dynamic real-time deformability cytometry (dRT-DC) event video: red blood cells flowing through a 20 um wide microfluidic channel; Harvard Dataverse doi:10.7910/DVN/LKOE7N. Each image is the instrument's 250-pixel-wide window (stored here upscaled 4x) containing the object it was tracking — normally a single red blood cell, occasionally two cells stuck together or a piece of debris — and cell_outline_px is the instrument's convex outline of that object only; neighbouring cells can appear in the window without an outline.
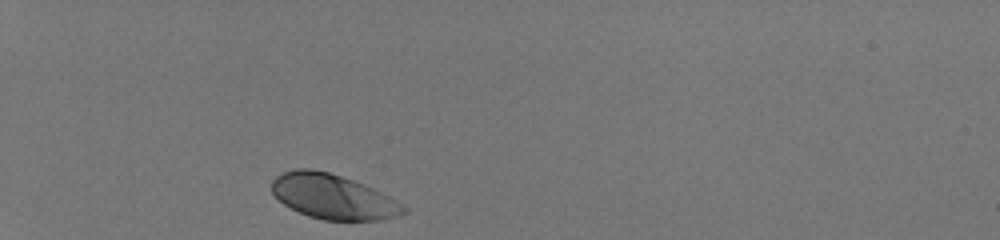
{"species": "human", "species_latin": "Homo sapiens", "temperature_condition": "room temperature", "stored_images_in_passage": 31, "camera_frame_rate_fps": 3000, "um_per_image_px": 0.085, "donor": {"sex": "male"}, "frame": {"image": 1, "passage_image": 1, "time_ms": 0.0, "image_size_px": [1000, 240], "cell_outline_px": [[408, 212], [400, 216], [380, 220], [324, 220], [308, 216], [284, 204], [272, 192], [272, 180], [276, 176], [284, 172], [296, 168], [312, 168], [328, 172], [364, 184], [396, 200], [408, 208]], "centroid_in_image_um": [28.33, 16.72], "position_along_channel_um": 56.7, "area_um2": 34.28}}
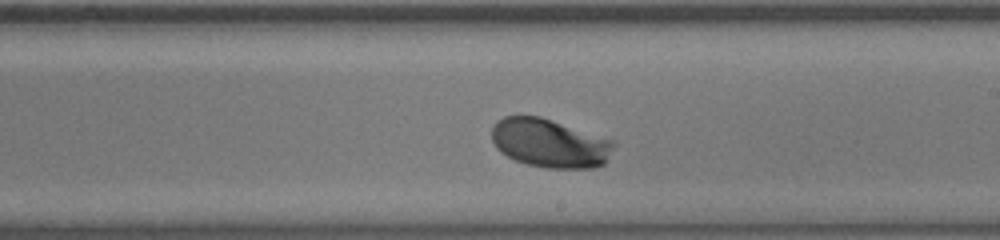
{"frame": {"image": 2, "passage_image": 18, "time_ms": 5.667, "image_size_px": [1000, 240], "cell_outline_px": [[616, 144], [604, 164], [596, 168], [548, 168], [528, 164], [516, 160], [500, 152], [496, 148], [492, 140], [492, 124], [496, 120], [504, 116], [540, 116], [616, 140]], "centroid_in_image_um": [46.75, 12.16], "position_along_channel_um": 242.3, "area_um2": 34.97}}
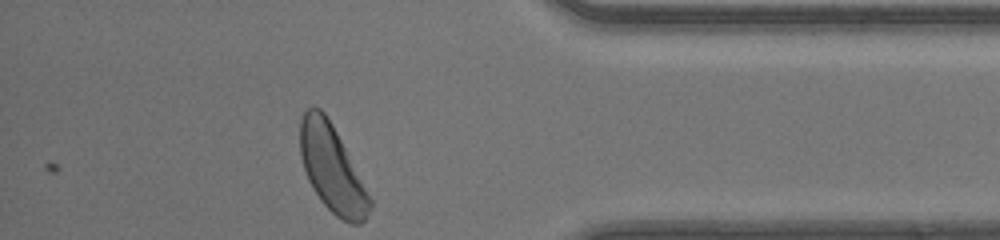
{"frame": {"image": 3, "passage_image": 31, "time_ms": 10.0, "image_size_px": [1000, 240], "cell_outline_px": [[372, 208], [364, 220], [360, 224], [352, 224], [336, 216], [320, 200], [312, 188], [308, 180], [300, 156], [300, 120], [304, 112], [308, 108], [320, 108], [324, 112], [332, 124], [372, 200]], "centroid_in_image_um": [28.21, 14.35], "position_along_channel_um": 407.0, "area_um2": 34.74}, "authors_computed_cell_mechanics": {"area_um2": 34.0442, "velocity_mm_per_s": 4.09, "shape_relaxation_time_tau1_ms": 1.5698, "shape_relaxation_time_tau2_ms": null, "deformation_change_tau1": 0.132, "deformation_change_tau2": null}}